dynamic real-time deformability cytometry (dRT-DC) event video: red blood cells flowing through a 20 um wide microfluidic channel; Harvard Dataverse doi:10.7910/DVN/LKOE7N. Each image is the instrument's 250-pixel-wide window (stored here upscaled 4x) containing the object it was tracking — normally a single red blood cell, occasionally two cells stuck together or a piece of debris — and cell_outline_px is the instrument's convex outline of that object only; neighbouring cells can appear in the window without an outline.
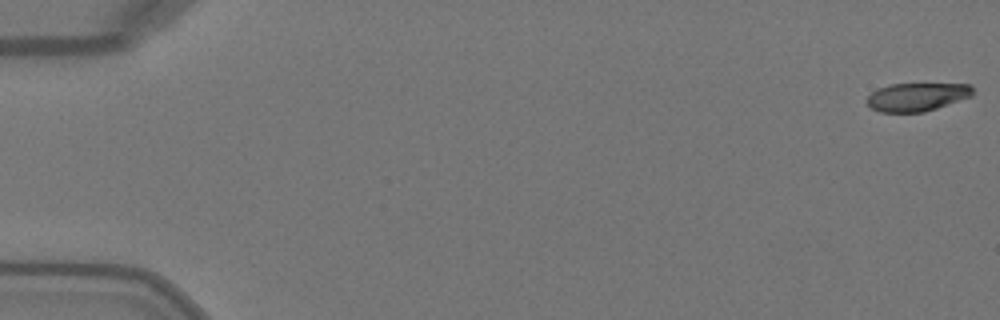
{"species": "Egyptian fruit bat (a non-hibernating species)", "species_latin": "Rousettus aegyptiacus", "temperature_condition": "warm", "stored_images_in_passage": 50, "camera_frame_rate_fps": 3000, "um_per_image_px": 0.085, "animal": {"sex": "female"}, "frame": {"image": 1, "passage_image": 1, "time_ms": 0.0, "image_size_px": [1000, 320], "cell_outline_px": [[972, 96], [924, 112], [880, 112], [872, 108], [868, 104], [868, 96], [876, 88], [888, 84], [972, 84]], "centroid_in_image_um": [77.92, 8.23], "position_along_channel_um": 7.1, "area_um2": 17.34}}
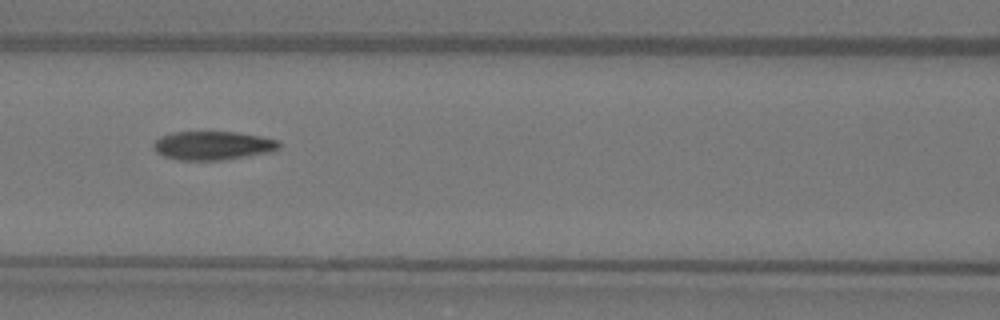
{"frame": {"image": 2, "passage_image": 23, "time_ms": 7.333, "image_size_px": [1000, 320], "cell_outline_px": [[280, 148], [268, 152], [248, 156], [220, 160], [176, 160], [164, 156], [156, 152], [152, 144], [160, 136], [172, 132], [236, 132], [260, 136], [280, 140]], "centroid_in_image_um": [18.07, 12.37], "position_along_channel_um": 148.5, "area_um2": 21.04}}
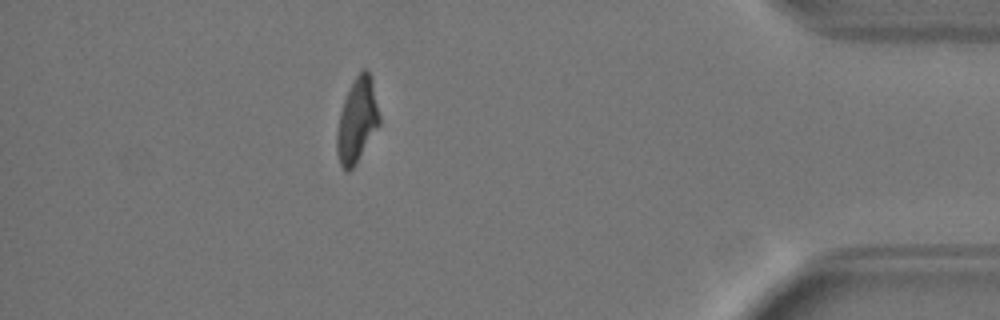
{"frame": {"image": 3, "passage_image": 45, "time_ms": 14.667, "image_size_px": [1000, 320], "cell_outline_px": [[380, 124], [356, 164], [348, 172], [344, 172], [340, 164], [336, 152], [336, 136], [340, 112], [344, 100], [356, 76], [364, 68], [372, 76], [380, 116]], "centroid_in_image_um": [30.36, 10.27], "position_along_channel_um": 404.8, "area_um2": 20.92}, "authors_computed_cell_mechanics": {"area_um2": 21.0103, "velocity_mm_per_s": 4.0926, "shape_relaxation_time_tau1_ms": 3.3847, "shape_relaxation_time_tau2_ms": 1.7838, "deformation_change_tau1": 0.1891, "deformation_change_tau2": 0.0786}}